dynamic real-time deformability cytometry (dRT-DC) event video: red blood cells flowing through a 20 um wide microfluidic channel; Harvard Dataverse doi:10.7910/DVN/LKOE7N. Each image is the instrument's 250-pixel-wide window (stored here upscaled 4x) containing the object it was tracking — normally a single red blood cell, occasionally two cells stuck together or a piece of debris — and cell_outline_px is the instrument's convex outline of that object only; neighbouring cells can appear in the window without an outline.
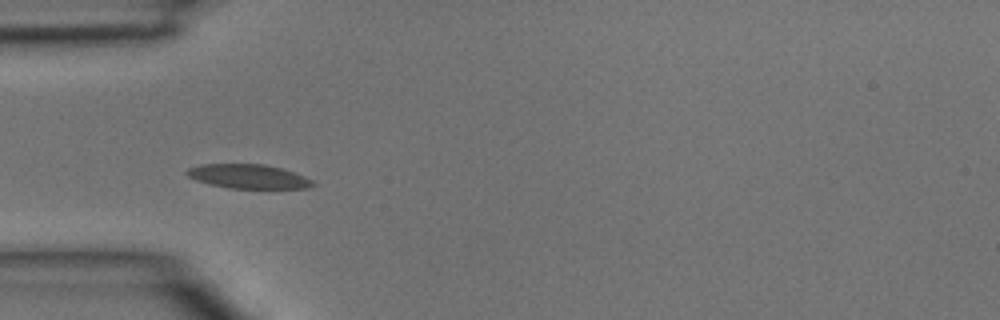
{"species": "common noctule bat (a hibernating species)", "species_latin": "Nyctalus noctula", "temperature_condition": "room temperature", "stored_images_in_passage": 5, "camera_frame_rate_fps": 3000, "um_per_image_px": 0.085, "animal": {"sex": "male", "body_mass_g": 15.6}, "frame": {"image": 1, "passage_image": 4, "time_ms": 1.0, "image_size_px": [1000, 320], "cell_outline_px": [[316, 184], [308, 188], [228, 188], [208, 184], [196, 180], [188, 176], [184, 172], [188, 168], [200, 164], [264, 164], [280, 168], [304, 176], [312, 180]], "centroid_in_image_um": [21.07, 14.99], "position_along_channel_um": 63.9, "area_um2": 17.69}}